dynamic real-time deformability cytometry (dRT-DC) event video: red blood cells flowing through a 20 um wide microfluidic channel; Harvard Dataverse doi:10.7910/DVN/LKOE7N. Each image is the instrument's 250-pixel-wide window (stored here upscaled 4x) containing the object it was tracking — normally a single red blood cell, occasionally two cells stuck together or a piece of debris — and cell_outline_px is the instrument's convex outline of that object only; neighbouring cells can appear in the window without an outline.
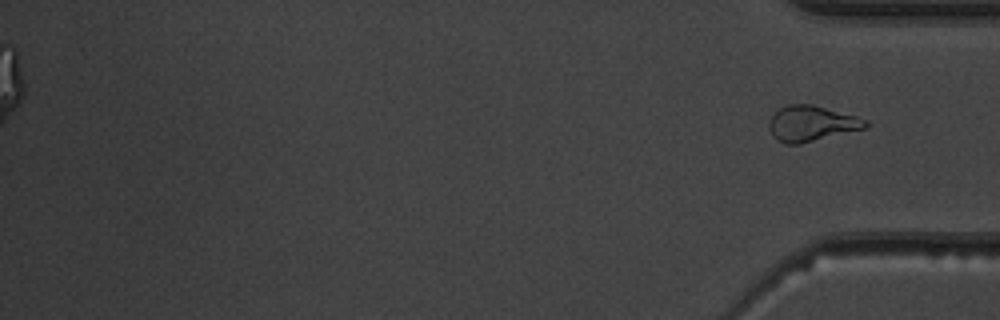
{"species": "common noctule bat (a hibernating species)", "species_latin": "Nyctalus noctula", "temperature_condition": "warm", "stored_images_in_passage": 39, "segment_of_instrument_passage": [2, 2], "camera_frame_rate_fps": 3000, "um_per_image_px": 0.085, "animal": {"sex": "male", "body_mass_g": 19.5, "forearm_length_mm": 54.6}, "frame": {"image": 1, "passage_image": 39, "time_ms": 12.667, "image_size_px": [1000, 320], "cell_outline_px": [[868, 128], [800, 144], [784, 144], [776, 140], [772, 136], [768, 128], [768, 124], [772, 116], [780, 108], [788, 104], [812, 104], [856, 116], [868, 120]], "centroid_in_image_um": [68.98, 10.51], "position_along_channel_um": 366.2, "area_um2": 20.17}}